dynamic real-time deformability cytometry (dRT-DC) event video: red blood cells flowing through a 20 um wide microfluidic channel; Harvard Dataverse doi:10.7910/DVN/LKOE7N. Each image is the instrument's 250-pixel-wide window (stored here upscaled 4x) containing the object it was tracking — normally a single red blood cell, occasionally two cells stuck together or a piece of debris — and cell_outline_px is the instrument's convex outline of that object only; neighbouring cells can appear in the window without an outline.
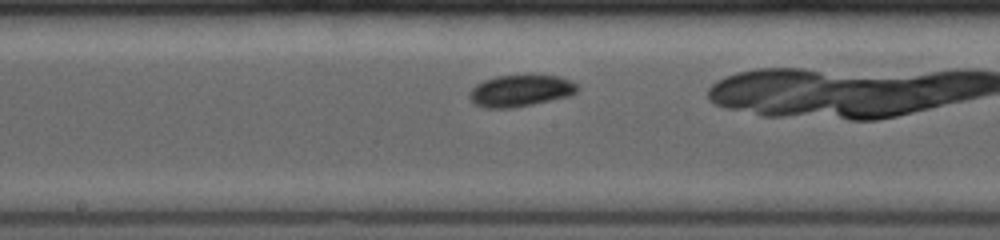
{"species": "common noctule bat (a hibernating species)", "species_latin": "Nyctalus noctula", "temperature_condition": "room temperature", "stored_images_in_passage": 8, "camera_frame_rate_fps": 4000, "um_per_image_px": 0.085, "animal": {"sex": "female", "body_mass_g": 19.0, "forearm_length_mm": 53.3}, "frame": {"image": 1, "passage_image": 7, "time_ms": 3.25, "image_size_px": [1000, 240], "cell_outline_px": [[580, 88], [572, 96], [512, 108], [484, 108], [476, 104], [468, 96], [468, 92], [476, 84], [484, 80], [496, 76], [560, 76], [572, 80]], "centroid_in_image_um": [44.26, 7.72], "position_along_channel_um": 203.9, "area_um2": 19.94}}